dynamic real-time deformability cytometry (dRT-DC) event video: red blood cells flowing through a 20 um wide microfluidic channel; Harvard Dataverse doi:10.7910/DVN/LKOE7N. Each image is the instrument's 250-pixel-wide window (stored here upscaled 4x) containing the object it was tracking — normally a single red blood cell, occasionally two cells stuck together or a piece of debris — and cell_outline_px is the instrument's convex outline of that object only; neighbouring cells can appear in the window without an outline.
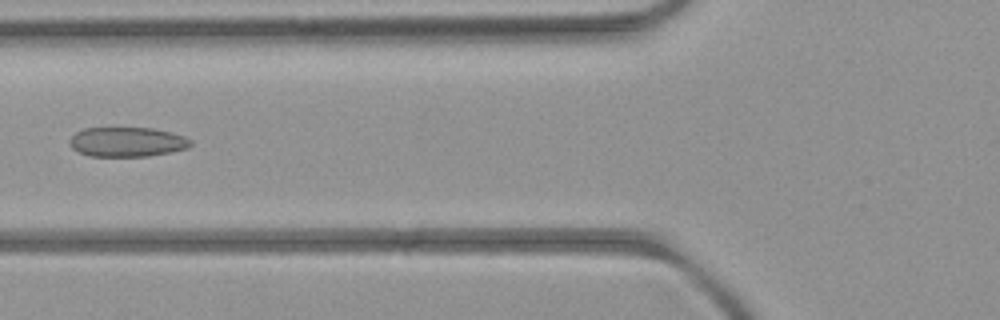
{"species": "common noctule bat (a hibernating species)", "species_latin": "Nyctalus noctula", "temperature_condition": "room temperature", "stored_images_in_passage": 6, "camera_frame_rate_fps": 3000, "um_per_image_px": 0.085, "animal": {"sex": "female", "body_mass_g": 21.9}, "frame": {"image": 1, "passage_image": 6, "time_ms": 5.667, "image_size_px": [1000, 320], "cell_outline_px": [[192, 144], [188, 148], [172, 152], [148, 156], [88, 156], [72, 148], [68, 140], [76, 132], [84, 128], [152, 128], [172, 132], [184, 136], [192, 140]], "centroid_in_image_um": [10.83, 12.06], "position_along_channel_um": 115.0, "area_um2": 20.98}}